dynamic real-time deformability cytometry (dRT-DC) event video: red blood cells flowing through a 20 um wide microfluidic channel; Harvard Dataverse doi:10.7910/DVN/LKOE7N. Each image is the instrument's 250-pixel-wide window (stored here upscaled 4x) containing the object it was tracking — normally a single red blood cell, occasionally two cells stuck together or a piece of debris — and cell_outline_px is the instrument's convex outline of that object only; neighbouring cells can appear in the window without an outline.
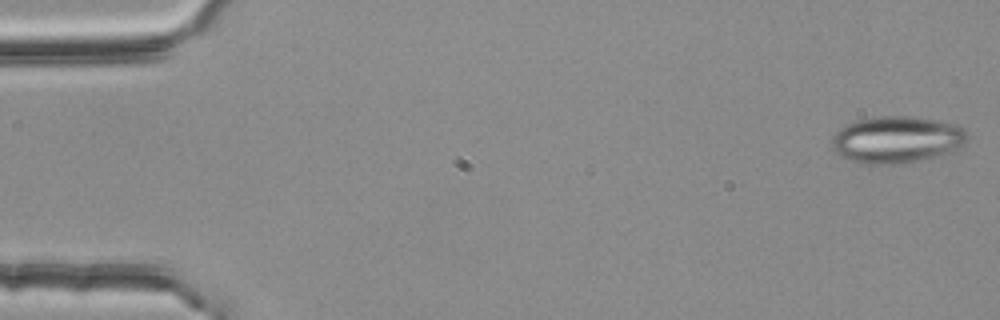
{"species": "common noctule bat (a hibernating species)", "species_latin": "Nyctalus noctula", "temperature_condition": "room temperature", "stored_images_in_passage": 54, "camera_frame_rate_fps": 3000, "um_per_image_px": 0.085, "animal": {"sex": "female", "body_mass_g": 25.1}, "frame": {"image": 1, "passage_image": 1, "time_ms": 0.0, "image_size_px": [1000, 320], "cell_outline_px": [[968, 136], [964, 144], [956, 152], [924, 160], [896, 164], [860, 164], [840, 156], [832, 148], [832, 136], [840, 128], [856, 120], [884, 116], [912, 116], [936, 120], [956, 124], [964, 128], [968, 132]], "centroid_in_image_um": [76.27, 11.88], "position_along_channel_um": 8.7, "area_um2": 37.57}}
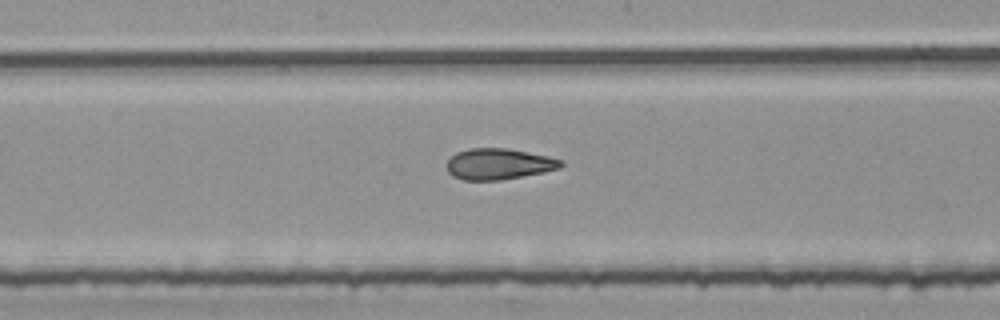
{"frame": {"image": 2, "passage_image": 28, "time_ms": 9.0, "image_size_px": [1000, 320], "cell_outline_px": [[564, 164], [560, 168], [544, 172], [500, 180], [464, 180], [452, 176], [448, 172], [448, 160], [456, 152], [468, 148], [508, 148], [548, 156], [564, 160]], "centroid_in_image_um": [42.41, 13.93], "position_along_channel_um": 205.8, "area_um2": 20.69}}
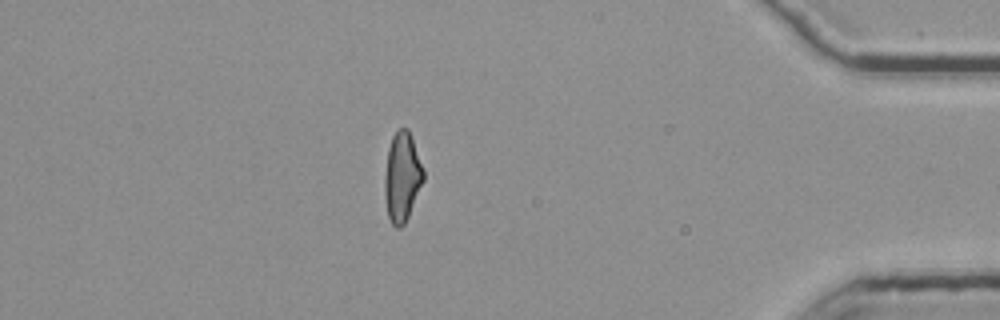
{"frame": {"image": 3, "passage_image": 47, "time_ms": 15.333, "image_size_px": [1000, 320], "cell_outline_px": [[424, 180], [408, 216], [404, 224], [400, 228], [396, 228], [392, 224], [388, 216], [384, 192], [384, 176], [388, 148], [392, 136], [400, 128], [408, 128], [424, 172]], "centroid_in_image_um": [34.16, 15.05], "position_along_channel_um": 401.0, "area_um2": 20.0}, "authors_computed_cell_mechanics": {"area_um2": 21.0103, "velocity_mm_per_s": 3.7911, "shape_relaxation_time_tau1_ms": null, "shape_relaxation_time_tau2_ms": 2.2271, "deformation_change_tau1": null, "deformation_change_tau2": 0.1005}}